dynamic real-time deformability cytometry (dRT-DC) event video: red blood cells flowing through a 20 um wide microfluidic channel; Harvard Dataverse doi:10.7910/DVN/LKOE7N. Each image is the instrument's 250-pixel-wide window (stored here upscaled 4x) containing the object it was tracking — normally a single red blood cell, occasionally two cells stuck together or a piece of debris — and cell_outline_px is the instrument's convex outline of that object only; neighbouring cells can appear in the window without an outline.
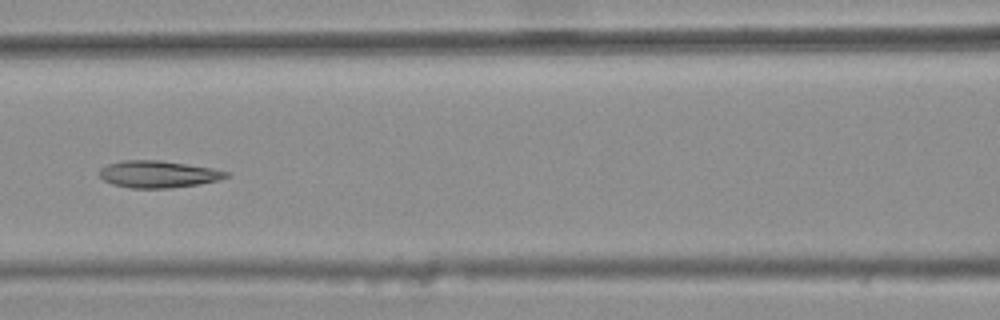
{"species": "common noctule bat (a hibernating species)", "species_latin": "Nyctalus noctula", "temperature_condition": "warm", "stored_images_in_passage": 7, "camera_frame_rate_fps": 3000, "um_per_image_px": 0.085, "animal": {"sex": "female", "body_mass_g": 25.1}, "frame": {"image": 1, "passage_image": 7, "time_ms": 2.0, "image_size_px": [1000, 320], "cell_outline_px": [[228, 176], [216, 180], [196, 184], [168, 188], [132, 188], [112, 184], [104, 180], [100, 176], [100, 168], [108, 164], [124, 160], [160, 160], [212, 168], [228, 172]], "centroid_in_image_um": [13.4, 14.8], "position_along_channel_um": 153.2, "area_um2": 19.59}}